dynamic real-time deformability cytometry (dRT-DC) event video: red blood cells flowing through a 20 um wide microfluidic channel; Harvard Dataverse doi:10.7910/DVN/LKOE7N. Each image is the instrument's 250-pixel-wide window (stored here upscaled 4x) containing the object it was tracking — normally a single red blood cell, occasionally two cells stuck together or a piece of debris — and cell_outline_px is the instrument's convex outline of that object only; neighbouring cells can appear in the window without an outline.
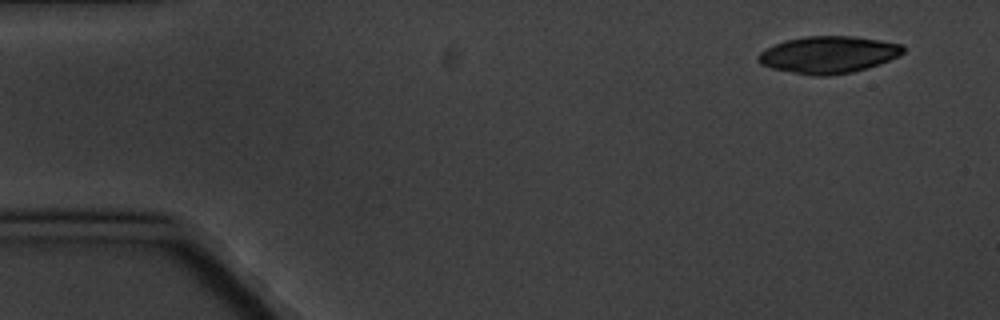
{"species": "common noctule bat (a hibernating species)", "species_latin": "Nyctalus noctula", "temperature_condition": "cold", "stored_images_in_passage": 8, "camera_frame_rate_fps": 3000, "um_per_image_px": 0.085, "animal": {"sex": "male", "body_mass_g": 20.1, "forearm_length_mm": 53.5}, "frame": {"image": 1, "passage_image": 1, "time_ms": 0.0, "image_size_px": [1000, 320], "cell_outline_px": [[904, 52], [880, 64], [868, 68], [852, 72], [828, 76], [820, 76], [792, 72], [772, 68], [760, 64], [756, 60], [756, 56], [760, 52], [784, 40], [804, 36], [852, 36], [880, 40], [904, 44]], "centroid_in_image_um": [70.41, 4.64], "position_along_channel_um": 14.6, "area_um2": 31.21}}